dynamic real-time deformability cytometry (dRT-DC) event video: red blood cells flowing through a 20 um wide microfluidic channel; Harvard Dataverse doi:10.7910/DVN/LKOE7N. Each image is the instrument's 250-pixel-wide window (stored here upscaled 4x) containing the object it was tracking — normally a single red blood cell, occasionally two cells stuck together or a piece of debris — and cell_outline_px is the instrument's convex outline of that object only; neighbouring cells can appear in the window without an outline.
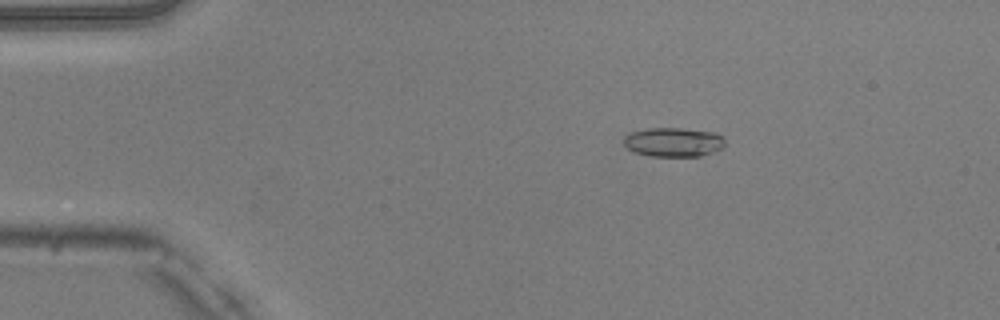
{"species": "common noctule bat (a hibernating species)", "species_latin": "Nyctalus noctula", "temperature_condition": "warm", "stored_images_in_passage": 52, "camera_frame_rate_fps": 3000, "um_per_image_px": 0.085, "animal": {"sex": "male", "body_mass_g": 20.5, "forearm_length_mm": 52.5}, "frame": {"image": 1, "passage_image": 10, "time_ms": 3.0, "image_size_px": [1000, 320], "cell_outline_px": [[724, 144], [720, 148], [712, 152], [700, 156], [648, 156], [636, 152], [628, 148], [624, 144], [624, 136], [632, 132], [648, 128], [680, 128], [716, 132], [724, 136]], "centroid_in_image_um": [57.25, 12.07], "position_along_channel_um": 27.7, "area_um2": 17.17}}
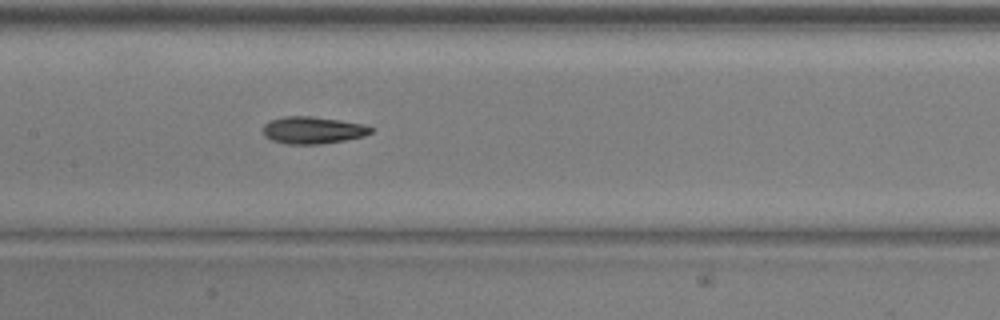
{"frame": {"image": 2, "passage_image": 26, "time_ms": 8.333, "image_size_px": [1000, 320], "cell_outline_px": [[372, 132], [364, 136], [344, 140], [320, 144], [288, 144], [272, 140], [264, 136], [264, 124], [272, 120], [284, 116], [312, 116], [340, 120], [364, 124], [372, 128]], "centroid_in_image_um": [26.59, 11.06], "position_along_channel_um": 180.8, "area_um2": 16.94}}
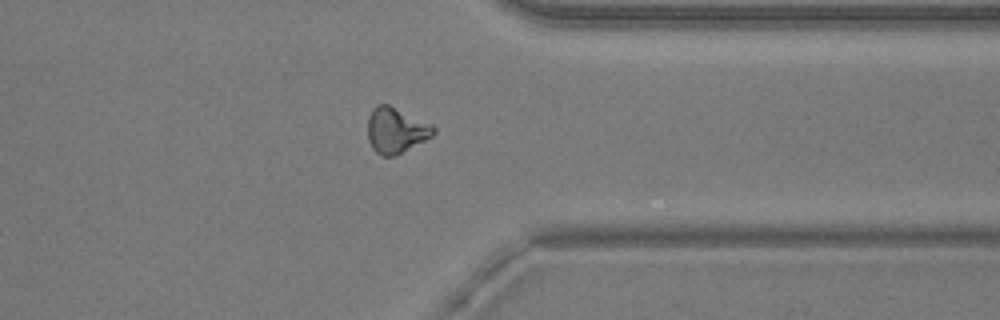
{"frame": {"image": 3, "passage_image": 41, "time_ms": 13.333, "image_size_px": [1000, 320], "cell_outline_px": [[436, 132], [432, 136], [396, 156], [380, 156], [372, 148], [368, 140], [368, 116], [372, 108], [376, 104], [388, 104], [432, 124], [436, 128]], "centroid_in_image_um": [33.64, 11.08], "position_along_channel_um": 377.8, "area_um2": 17.63}, "authors_computed_cell_mechanics": {"area_um2": 17.1377, "velocity_mm_per_s": 4.0378, "shape_relaxation_time_tau1_ms": 3.0878, "shape_relaxation_time_tau2_ms": 5.4799, "deformation_change_tau1": 0.1292, "deformation_change_tau2": 0.1199}}